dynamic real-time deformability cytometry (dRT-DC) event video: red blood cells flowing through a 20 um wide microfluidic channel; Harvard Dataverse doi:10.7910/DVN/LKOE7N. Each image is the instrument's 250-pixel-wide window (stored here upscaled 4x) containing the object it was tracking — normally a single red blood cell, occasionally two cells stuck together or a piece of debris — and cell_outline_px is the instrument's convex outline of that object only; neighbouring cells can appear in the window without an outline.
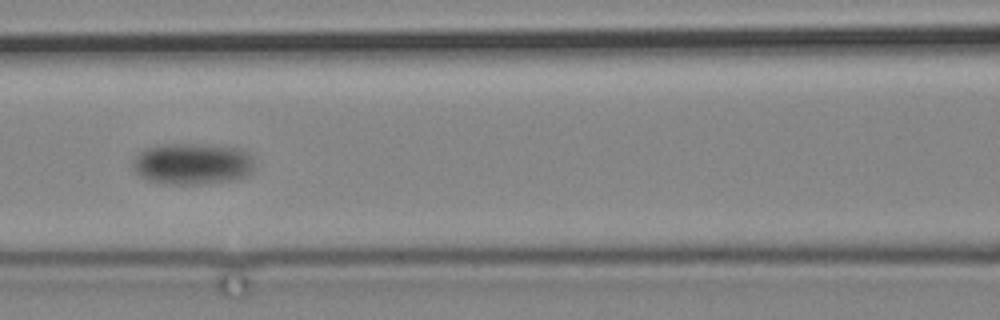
{"species": "common noctule bat (a hibernating species)", "species_latin": "Nyctalus noctula", "temperature_condition": "cold", "stored_images_in_passage": 17, "segment_of_instrument_passage": [1, 2], "camera_frame_rate_fps": 3000, "um_per_image_px": 0.085, "animal": {"sex": "male", "body_mass_g": 19.2, "forearm_length_mm": 51.8}, "frame": {"image": 1, "passage_image": 15, "time_ms": 17.333, "image_size_px": [1000, 320], "cell_outline_px": [[256, 168], [252, 172], [244, 176], [228, 180], [204, 184], [164, 184], [148, 180], [140, 176], [132, 168], [132, 160], [144, 148], [160, 144], [208, 144], [240, 148], [248, 152], [252, 156]], "centroid_in_image_um": [16.35, 13.91], "position_along_channel_um": 150.2, "area_um2": 29.82}}